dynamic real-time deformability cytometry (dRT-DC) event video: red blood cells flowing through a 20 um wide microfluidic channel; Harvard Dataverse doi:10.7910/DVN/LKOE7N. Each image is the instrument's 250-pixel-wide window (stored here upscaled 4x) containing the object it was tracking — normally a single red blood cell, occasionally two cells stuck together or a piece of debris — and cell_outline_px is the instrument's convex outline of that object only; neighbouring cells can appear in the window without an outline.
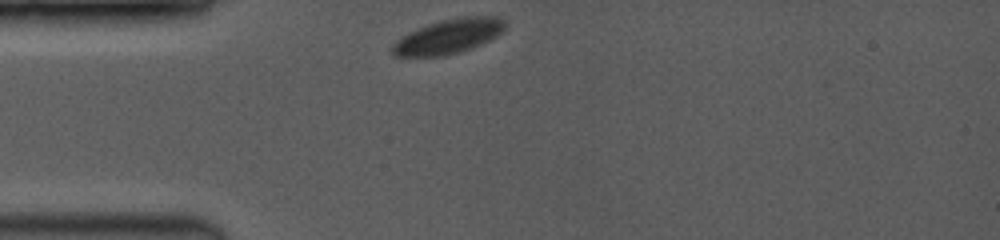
{"species": "common noctule bat (a hibernating species)", "species_latin": "Nyctalus noctula", "temperature_condition": "room temperature", "stored_images_in_passage": 39, "camera_frame_rate_fps": 3500, "um_per_image_px": 0.085, "animal": {"sex": "female", "body_mass_g": 19.0, "forearm_length_mm": 53.3}, "frame": {"image": 1, "passage_image": 1, "time_ms": 0.0, "image_size_px": [1000, 240], "cell_outline_px": [[508, 28], [504, 32], [480, 44], [456, 52], [440, 56], [396, 56], [392, 52], [392, 44], [396, 40], [408, 32], [428, 24], [440, 20], [464, 16], [496, 16], [504, 20], [508, 24]], "centroid_in_image_um": [38.16, 3.06], "position_along_channel_um": 46.8, "area_um2": 22.6}}
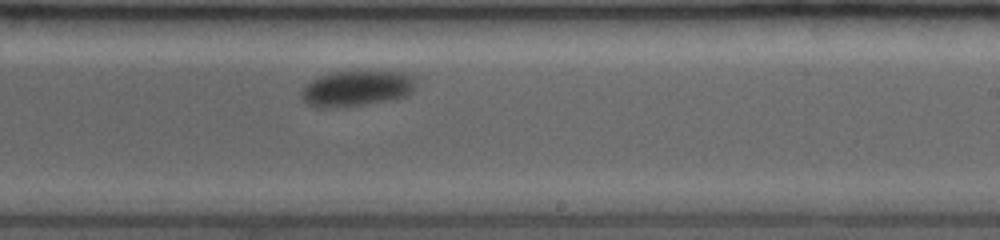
{"frame": {"image": 2, "passage_image": 23, "time_ms": 6.286, "image_size_px": [1000, 240], "cell_outline_px": [[416, 84], [412, 92], [404, 96], [392, 100], [344, 108], [316, 108], [308, 104], [300, 96], [300, 92], [312, 80], [320, 76], [336, 72], [412, 72], [416, 80]], "centroid_in_image_um": [30.35, 7.54], "position_along_channel_um": 258.6, "area_um2": 24.04}}
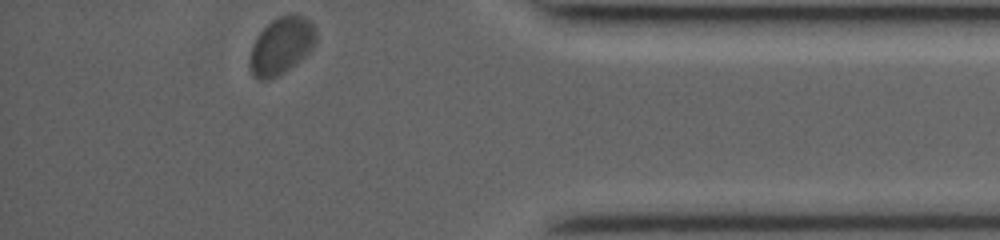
{"frame": {"image": 3, "passage_image": 39, "time_ms": 10.857, "image_size_px": [1000, 240], "cell_outline_px": [[316, 44], [300, 60], [284, 72], [276, 76], [264, 80], [260, 80], [252, 76], [248, 68], [248, 60], [252, 44], [256, 36], [272, 20], [288, 12], [296, 12], [304, 16], [312, 24], [316, 32]], "centroid_in_image_um": [23.88, 3.87], "position_along_channel_um": 411.3, "area_um2": 22.37}, "authors_computed_cell_mechanics": {"area_um2": 23.6402, "velocity_mm_per_s": 3.6508, "shape_relaxation_time_tau1_ms": 1.1544, "shape_relaxation_time_tau2_ms": null, "deformation_change_tau1": 0.0435, "deformation_change_tau2": null}}